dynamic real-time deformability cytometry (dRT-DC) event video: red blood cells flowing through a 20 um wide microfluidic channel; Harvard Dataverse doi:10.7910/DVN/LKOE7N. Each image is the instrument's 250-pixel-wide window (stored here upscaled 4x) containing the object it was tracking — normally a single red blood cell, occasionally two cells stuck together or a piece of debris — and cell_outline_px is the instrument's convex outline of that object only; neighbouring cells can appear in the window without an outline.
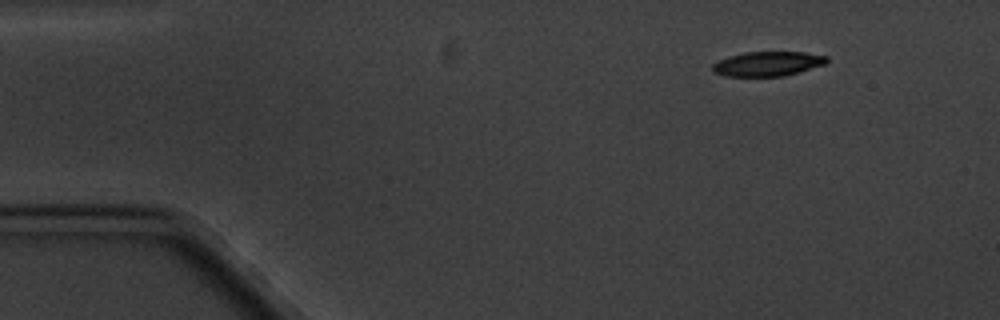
{"species": "common noctule bat (a hibernating species)", "species_latin": "Nyctalus noctula", "temperature_condition": "cold", "stored_images_in_passage": 4, "segment_of_instrument_passage": [2, 2], "camera_frame_rate_fps": 3000, "um_per_image_px": 0.085, "animal": {"sex": "male", "body_mass_g": 20.1, "forearm_length_mm": 53.5}, "frame": {"image": 1, "passage_image": 4, "time_ms": 3.667, "image_size_px": [1000, 320], "cell_outline_px": [[828, 60], [824, 64], [800, 72], [784, 76], [724, 76], [712, 72], [712, 64], [728, 56], [744, 52], [804, 52], [828, 56]], "centroid_in_image_um": [65.24, 5.42], "position_along_channel_um": 19.8, "area_um2": 16.42}}